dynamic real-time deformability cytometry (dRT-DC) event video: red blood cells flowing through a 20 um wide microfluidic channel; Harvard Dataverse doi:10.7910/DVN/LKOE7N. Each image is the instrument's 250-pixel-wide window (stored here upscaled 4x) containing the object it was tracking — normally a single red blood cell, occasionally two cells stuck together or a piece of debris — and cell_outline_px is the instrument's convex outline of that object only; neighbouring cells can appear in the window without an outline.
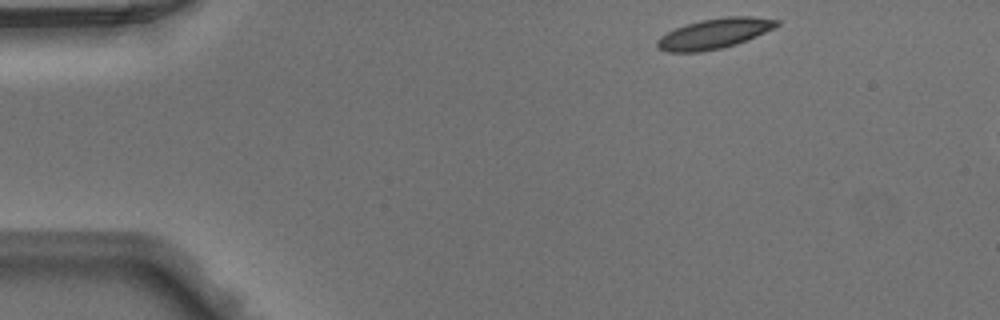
{"species": "Egyptian fruit bat (a non-hibernating species)", "species_latin": "Rousettus aegyptiacus", "temperature_condition": "warm", "stored_images_in_passage": 7, "camera_frame_rate_fps": 3000, "um_per_image_px": 0.085, "animal": {"sex": "male"}, "frame": {"image": 1, "passage_image": 1, "time_ms": 0.0, "image_size_px": [1000, 320], "cell_outline_px": [[780, 24], [748, 40], [736, 44], [720, 48], [700, 52], [668, 52], [660, 48], [656, 44], [656, 40], [660, 36], [676, 28], [700, 20], [724, 16], [748, 16], [780, 20]], "centroid_in_image_um": [60.72, 2.85], "position_along_channel_um": 24.3, "area_um2": 20.81}}